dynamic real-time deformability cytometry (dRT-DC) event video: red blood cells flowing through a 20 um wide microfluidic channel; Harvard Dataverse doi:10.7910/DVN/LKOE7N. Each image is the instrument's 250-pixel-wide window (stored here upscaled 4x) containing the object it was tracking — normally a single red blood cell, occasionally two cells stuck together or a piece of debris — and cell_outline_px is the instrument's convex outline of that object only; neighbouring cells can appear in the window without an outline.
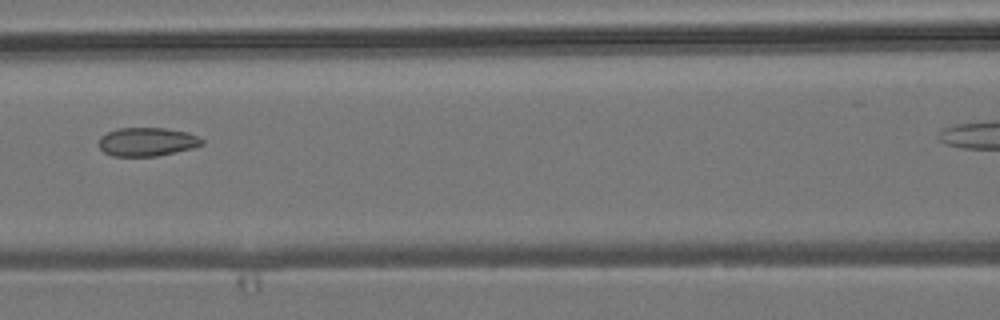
{"species": "common noctule bat (a hibernating species)", "species_latin": "Nyctalus noctula", "temperature_condition": "room temperature", "stored_images_in_passage": 6, "segment_of_instrument_passage": [1, 2], "camera_frame_rate_fps": 3000, "um_per_image_px": 0.085, "animal": {"sex": "male", "body_mass_g": 19.2, "forearm_length_mm": 51.8}, "frame": {"image": 1, "passage_image": 5, "time_ms": 4.667, "image_size_px": [1000, 320], "cell_outline_px": [[204, 144], [192, 148], [156, 156], [112, 156], [104, 152], [100, 148], [100, 136], [108, 132], [120, 128], [164, 128], [188, 132], [204, 140]], "centroid_in_image_um": [12.5, 12.05], "position_along_channel_um": 154.1, "area_um2": 17.05}}